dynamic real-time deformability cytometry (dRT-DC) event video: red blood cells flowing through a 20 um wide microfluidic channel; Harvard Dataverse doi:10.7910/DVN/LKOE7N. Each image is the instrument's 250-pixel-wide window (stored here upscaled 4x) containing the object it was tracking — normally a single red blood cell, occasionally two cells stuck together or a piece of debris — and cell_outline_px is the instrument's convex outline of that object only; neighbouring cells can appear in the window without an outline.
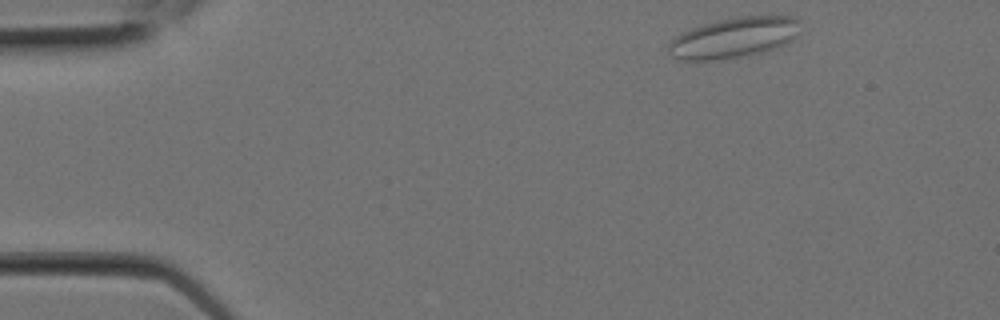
{"species": "Egyptian fruit bat (a non-hibernating species)", "species_latin": "Rousettus aegyptiacus", "temperature_condition": "room temperature", "stored_images_in_passage": 6, "camera_frame_rate_fps": 3000, "um_per_image_px": 0.085, "animal": {"sex": "female"}, "frame": {"image": 1, "passage_image": 1, "time_ms": 0.0, "image_size_px": [1000, 320], "cell_outline_px": [[800, 36], [776, 48], [764, 52], [720, 60], [676, 60], [668, 52], [668, 44], [680, 32], [704, 24], [736, 16], [792, 16], [800, 20]], "centroid_in_image_um": [62.41, 3.2], "position_along_channel_um": 22.6, "area_um2": 31.44}}